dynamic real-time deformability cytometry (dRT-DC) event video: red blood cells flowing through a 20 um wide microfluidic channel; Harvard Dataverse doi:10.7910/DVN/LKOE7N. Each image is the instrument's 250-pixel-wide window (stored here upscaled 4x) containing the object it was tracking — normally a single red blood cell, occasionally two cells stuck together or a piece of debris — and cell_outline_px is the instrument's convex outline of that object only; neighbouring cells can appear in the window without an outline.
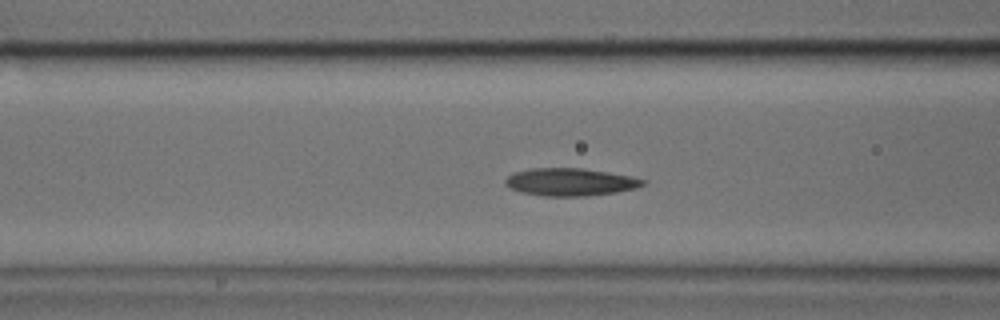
{"species": "common noctule bat (a hibernating species)", "species_latin": "Nyctalus noctula", "temperature_condition": "cold", "stored_images_in_passage": 43, "camera_frame_rate_fps": 3000, "um_per_image_px": 0.085, "animal": {"sex": "male", "body_mass_g": 17.9, "forearm_length_mm": 54.2}, "frame": {"image": 1, "passage_image": 12, "time_ms": 3.667, "image_size_px": [1000, 320], "cell_outline_px": [[648, 180], [644, 184], [636, 188], [616, 192], [588, 196], [544, 196], [520, 192], [508, 188], [504, 184], [504, 180], [508, 176], [516, 172], [532, 168], [580, 168], [608, 172], [632, 176]], "centroid_in_image_um": [48.47, 15.47], "position_along_channel_um": 118.1, "area_um2": 22.25}}
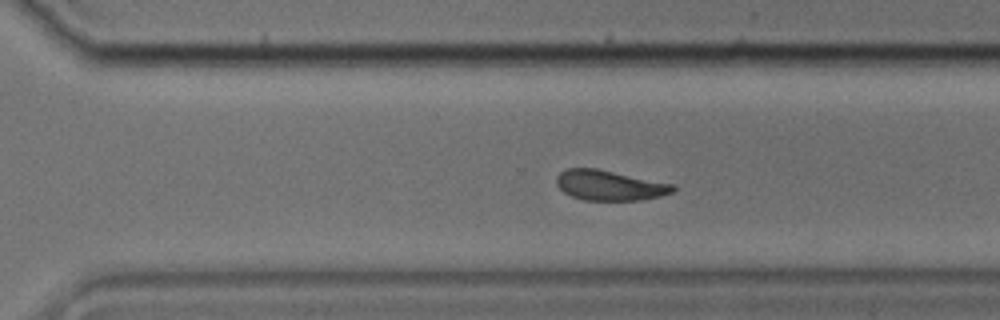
{"frame": {"image": 2, "passage_image": 27, "time_ms": 8.667, "image_size_px": [1000, 320], "cell_outline_px": [[676, 192], [660, 196], [640, 200], [584, 200], [572, 196], [564, 192], [556, 184], [556, 176], [564, 168], [596, 168], [676, 184]], "centroid_in_image_um": [51.84, 15.74], "position_along_channel_um": 318.8, "area_um2": 20.69}}
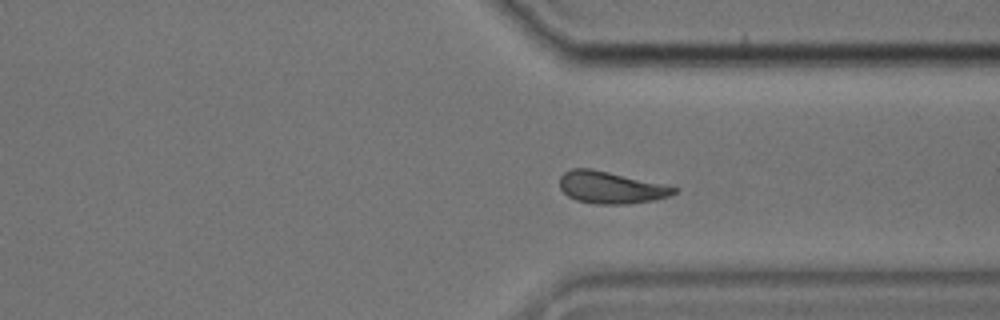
{"frame": {"image": 3, "passage_image": 30, "time_ms": 9.667, "image_size_px": [1000, 320], "cell_outline_px": [[680, 188], [676, 192], [668, 196], [656, 200], [628, 204], [596, 204], [576, 200], [568, 196], [560, 188], [560, 176], [564, 172], [572, 168], [592, 168]], "centroid_in_image_um": [51.91, 15.94], "position_along_channel_um": 359.5, "area_um2": 21.33}}